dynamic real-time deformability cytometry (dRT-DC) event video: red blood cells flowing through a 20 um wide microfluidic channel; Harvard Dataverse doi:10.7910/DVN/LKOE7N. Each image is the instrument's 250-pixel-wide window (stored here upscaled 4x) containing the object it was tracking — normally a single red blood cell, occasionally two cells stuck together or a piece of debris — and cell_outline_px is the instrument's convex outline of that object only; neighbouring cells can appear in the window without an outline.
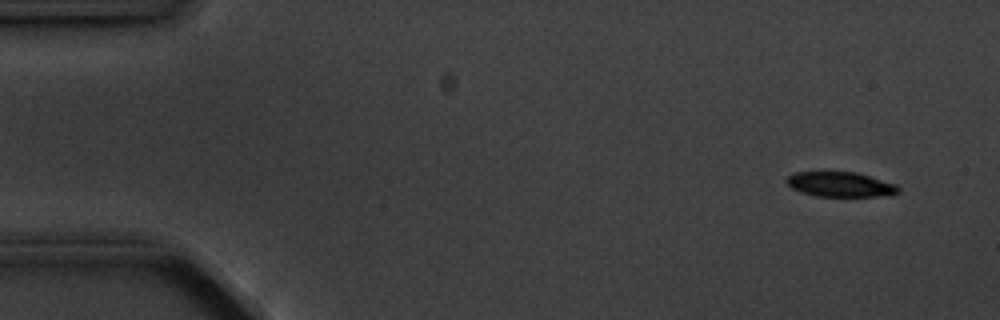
{"species": "common noctule bat (a hibernating species)", "species_latin": "Nyctalus noctula", "temperature_condition": "cold", "stored_images_in_passage": 5, "camera_frame_rate_fps": 3000, "um_per_image_px": 0.085, "animal": {"sex": "male", "body_mass_g": 20.1, "forearm_length_mm": 53.5}, "frame": {"image": 1, "passage_image": 1, "time_ms": 0.0, "image_size_px": [1000, 320], "cell_outline_px": [[900, 192], [892, 196], [816, 196], [800, 192], [792, 188], [784, 180], [788, 176], [796, 172], [856, 172], [896, 184], [900, 188]], "centroid_in_image_um": [71.46, 15.68], "position_along_channel_um": 13.5, "area_um2": 16.3}}
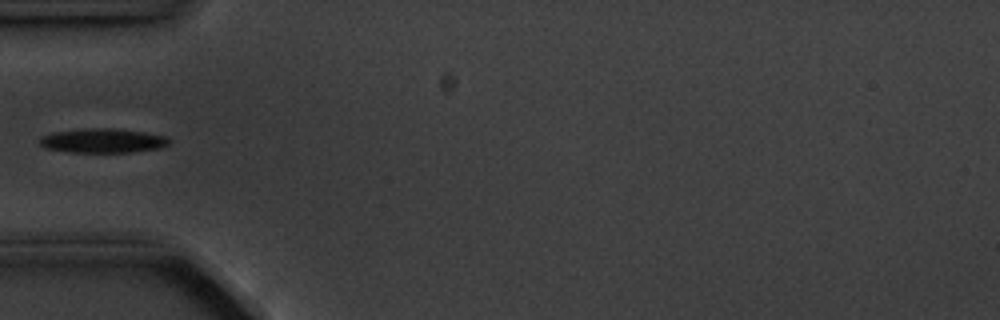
{"frame": {"image": 2, "passage_image": 5, "time_ms": 4.667, "image_size_px": [1000, 320], "cell_outline_px": [[168, 144], [160, 148], [132, 152], [68, 152], [44, 148], [40, 144], [40, 136], [52, 132], [84, 128], [112, 128], [144, 132], [164, 136], [168, 140]], "centroid_in_image_um": [8.67, 11.95], "position_along_channel_um": 76.3, "area_um2": 18.32}}